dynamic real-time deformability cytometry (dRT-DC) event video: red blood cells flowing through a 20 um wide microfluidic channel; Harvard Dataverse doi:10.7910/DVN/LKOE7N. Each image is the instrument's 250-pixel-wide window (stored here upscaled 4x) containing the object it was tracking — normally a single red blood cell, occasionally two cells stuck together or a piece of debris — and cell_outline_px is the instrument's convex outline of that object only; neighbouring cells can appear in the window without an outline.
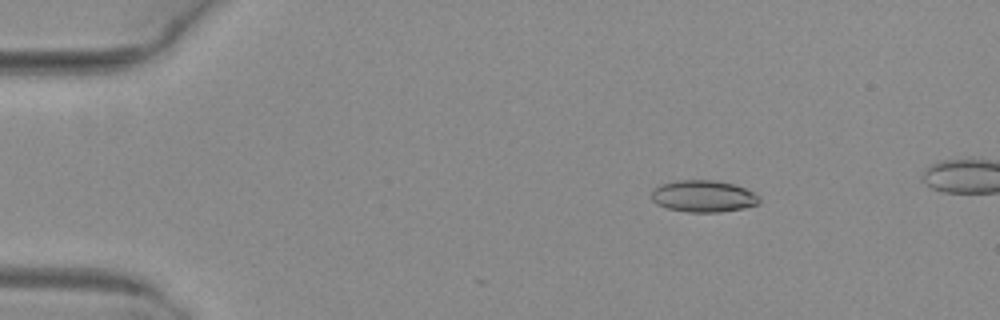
{"species": "common noctule bat (a hibernating species)", "species_latin": "Nyctalus noctula", "temperature_condition": "warm", "stored_images_in_passage": 7, "camera_frame_rate_fps": 3000, "um_per_image_px": 0.085, "animal": {"sex": "female", "body_mass_g": 29.2, "forearm_length_mm": 56.3}, "frame": {"image": 1, "passage_image": 4, "time_ms": 1.0, "image_size_px": [1000, 320], "cell_outline_px": [[760, 204], [744, 208], [720, 212], [688, 212], [668, 208], [656, 204], [652, 200], [652, 192], [656, 188], [664, 184], [676, 180], [716, 180], [732, 184], [756, 192], [760, 196]], "centroid_in_image_um": [59.84, 16.68], "position_along_channel_um": 25.2, "area_um2": 20.0}}